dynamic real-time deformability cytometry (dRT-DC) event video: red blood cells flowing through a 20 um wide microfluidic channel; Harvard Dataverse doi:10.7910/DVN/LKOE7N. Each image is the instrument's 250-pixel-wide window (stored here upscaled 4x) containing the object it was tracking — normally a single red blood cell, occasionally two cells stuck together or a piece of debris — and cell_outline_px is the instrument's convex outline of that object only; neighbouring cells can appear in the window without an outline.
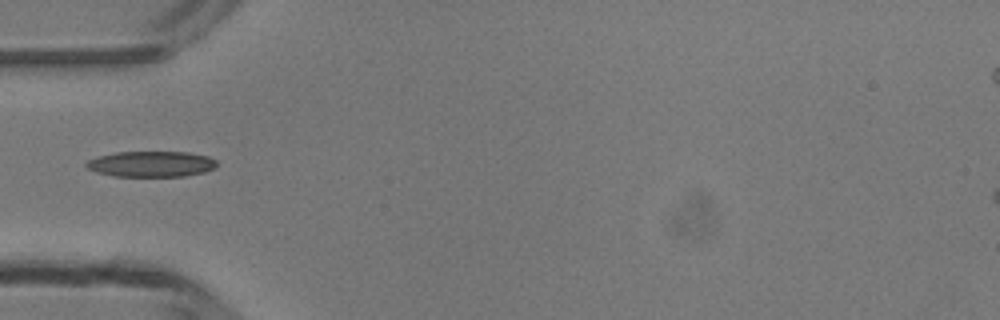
{"species": "common noctule bat (a hibernating species)", "species_latin": "Nyctalus noctula", "temperature_condition": "room temperature", "stored_images_in_passage": 4, "camera_frame_rate_fps": 3000, "um_per_image_px": 0.085, "animal": {"sex": "male", "body_mass_g": 13.3}, "frame": {"image": 1, "passage_image": 1, "time_ms": 0.0, "image_size_px": [1000, 320], "cell_outline_px": [[216, 168], [204, 172], [184, 176], [112, 176], [96, 172], [88, 168], [84, 164], [88, 160], [100, 156], [116, 152], [188, 152], [208, 156], [216, 160]], "centroid_in_image_um": [12.87, 13.94], "position_along_channel_um": 72.1, "area_um2": 19.54}}
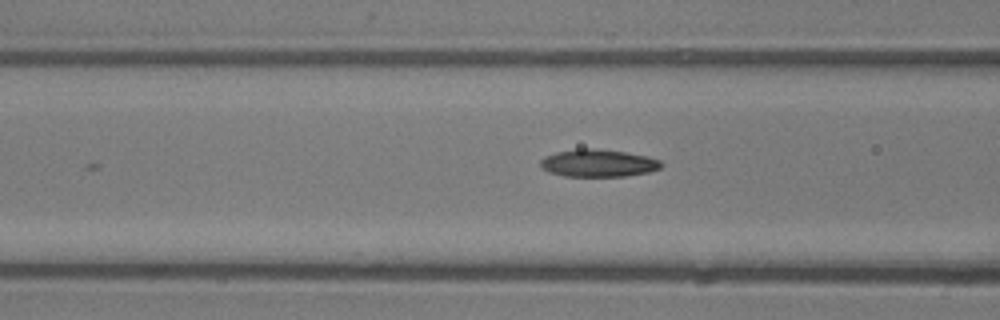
{"frame": {"image": 2, "passage_image": 4, "time_ms": 1.0, "image_size_px": [1000, 320], "cell_outline_px": [[664, 164], [660, 168], [648, 172], [624, 176], [564, 176], [548, 172], [540, 168], [540, 160], [544, 156], [556, 152], [580, 148], [592, 148], [624, 152], [648, 156], [660, 160]], "centroid_in_image_um": [50.82, 13.86], "position_along_channel_um": 115.8, "area_um2": 19.42}}